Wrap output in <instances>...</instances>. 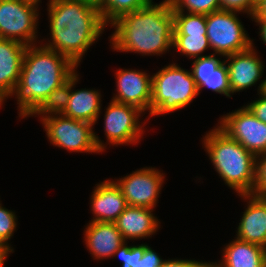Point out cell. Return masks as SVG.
<instances>
[{
  "mask_svg": "<svg viewBox=\"0 0 266 267\" xmlns=\"http://www.w3.org/2000/svg\"><path fill=\"white\" fill-rule=\"evenodd\" d=\"M264 0H253V5L257 7L259 4H261Z\"/></svg>",
  "mask_w": 266,
  "mask_h": 267,
  "instance_id": "40",
  "label": "cell"
},
{
  "mask_svg": "<svg viewBox=\"0 0 266 267\" xmlns=\"http://www.w3.org/2000/svg\"><path fill=\"white\" fill-rule=\"evenodd\" d=\"M261 197L266 201V192Z\"/></svg>",
  "mask_w": 266,
  "mask_h": 267,
  "instance_id": "41",
  "label": "cell"
},
{
  "mask_svg": "<svg viewBox=\"0 0 266 267\" xmlns=\"http://www.w3.org/2000/svg\"><path fill=\"white\" fill-rule=\"evenodd\" d=\"M90 204L94 217L89 222L114 223L128 207L121 189L113 179H106L95 185Z\"/></svg>",
  "mask_w": 266,
  "mask_h": 267,
  "instance_id": "15",
  "label": "cell"
},
{
  "mask_svg": "<svg viewBox=\"0 0 266 267\" xmlns=\"http://www.w3.org/2000/svg\"><path fill=\"white\" fill-rule=\"evenodd\" d=\"M201 141L224 183L237 195L252 194L256 182L257 157L217 125Z\"/></svg>",
  "mask_w": 266,
  "mask_h": 267,
  "instance_id": "4",
  "label": "cell"
},
{
  "mask_svg": "<svg viewBox=\"0 0 266 267\" xmlns=\"http://www.w3.org/2000/svg\"><path fill=\"white\" fill-rule=\"evenodd\" d=\"M144 115L138 107L111 99L104 114V136L107 139L105 144L95 133V142L99 151L101 153L106 151L107 145L118 147V145L139 144L144 136L145 124L148 122V118L144 122L141 121L140 117Z\"/></svg>",
  "mask_w": 266,
  "mask_h": 267,
  "instance_id": "6",
  "label": "cell"
},
{
  "mask_svg": "<svg viewBox=\"0 0 266 267\" xmlns=\"http://www.w3.org/2000/svg\"><path fill=\"white\" fill-rule=\"evenodd\" d=\"M172 49L189 59L200 58L210 48L206 32L173 33Z\"/></svg>",
  "mask_w": 266,
  "mask_h": 267,
  "instance_id": "23",
  "label": "cell"
},
{
  "mask_svg": "<svg viewBox=\"0 0 266 267\" xmlns=\"http://www.w3.org/2000/svg\"><path fill=\"white\" fill-rule=\"evenodd\" d=\"M247 203L237 225L236 238L266 248V201L252 194L238 195Z\"/></svg>",
  "mask_w": 266,
  "mask_h": 267,
  "instance_id": "16",
  "label": "cell"
},
{
  "mask_svg": "<svg viewBox=\"0 0 266 267\" xmlns=\"http://www.w3.org/2000/svg\"><path fill=\"white\" fill-rule=\"evenodd\" d=\"M71 93V77L60 87L55 88L29 117H39L40 121L54 115H63Z\"/></svg>",
  "mask_w": 266,
  "mask_h": 267,
  "instance_id": "22",
  "label": "cell"
},
{
  "mask_svg": "<svg viewBox=\"0 0 266 267\" xmlns=\"http://www.w3.org/2000/svg\"><path fill=\"white\" fill-rule=\"evenodd\" d=\"M198 95L191 71L172 62L152 75L150 116L146 117L150 119L181 110Z\"/></svg>",
  "mask_w": 266,
  "mask_h": 267,
  "instance_id": "5",
  "label": "cell"
},
{
  "mask_svg": "<svg viewBox=\"0 0 266 267\" xmlns=\"http://www.w3.org/2000/svg\"><path fill=\"white\" fill-rule=\"evenodd\" d=\"M67 57L41 44L27 46L19 81L8 98L15 97L18 117L27 119L40 103L77 70Z\"/></svg>",
  "mask_w": 266,
  "mask_h": 267,
  "instance_id": "3",
  "label": "cell"
},
{
  "mask_svg": "<svg viewBox=\"0 0 266 267\" xmlns=\"http://www.w3.org/2000/svg\"><path fill=\"white\" fill-rule=\"evenodd\" d=\"M113 27L110 45L116 52H131L141 56H161L172 49L173 12L170 0H153L137 11L118 17Z\"/></svg>",
  "mask_w": 266,
  "mask_h": 267,
  "instance_id": "2",
  "label": "cell"
},
{
  "mask_svg": "<svg viewBox=\"0 0 266 267\" xmlns=\"http://www.w3.org/2000/svg\"><path fill=\"white\" fill-rule=\"evenodd\" d=\"M251 20L259 26L258 34L261 37L259 39L266 45V17H252Z\"/></svg>",
  "mask_w": 266,
  "mask_h": 267,
  "instance_id": "34",
  "label": "cell"
},
{
  "mask_svg": "<svg viewBox=\"0 0 266 267\" xmlns=\"http://www.w3.org/2000/svg\"><path fill=\"white\" fill-rule=\"evenodd\" d=\"M234 238L224 245L222 260L212 262V267H266V248Z\"/></svg>",
  "mask_w": 266,
  "mask_h": 267,
  "instance_id": "21",
  "label": "cell"
},
{
  "mask_svg": "<svg viewBox=\"0 0 266 267\" xmlns=\"http://www.w3.org/2000/svg\"><path fill=\"white\" fill-rule=\"evenodd\" d=\"M24 1L31 2V3L36 4V5H38V6H41L40 3H42L41 0H24ZM53 1H54V0H49V1L47 2V5L50 4V3L53 2Z\"/></svg>",
  "mask_w": 266,
  "mask_h": 267,
  "instance_id": "39",
  "label": "cell"
},
{
  "mask_svg": "<svg viewBox=\"0 0 266 267\" xmlns=\"http://www.w3.org/2000/svg\"><path fill=\"white\" fill-rule=\"evenodd\" d=\"M18 216L12 210L5 208L0 202V244L8 248L14 253L13 246L9 244V240L14 235V232L17 231Z\"/></svg>",
  "mask_w": 266,
  "mask_h": 267,
  "instance_id": "27",
  "label": "cell"
},
{
  "mask_svg": "<svg viewBox=\"0 0 266 267\" xmlns=\"http://www.w3.org/2000/svg\"><path fill=\"white\" fill-rule=\"evenodd\" d=\"M165 175L158 168L146 166L115 179V183L121 189L128 206L154 209L165 183Z\"/></svg>",
  "mask_w": 266,
  "mask_h": 267,
  "instance_id": "11",
  "label": "cell"
},
{
  "mask_svg": "<svg viewBox=\"0 0 266 267\" xmlns=\"http://www.w3.org/2000/svg\"><path fill=\"white\" fill-rule=\"evenodd\" d=\"M257 89H258L257 93L262 92V93L266 94V77H265V79L260 81V84H259Z\"/></svg>",
  "mask_w": 266,
  "mask_h": 267,
  "instance_id": "37",
  "label": "cell"
},
{
  "mask_svg": "<svg viewBox=\"0 0 266 267\" xmlns=\"http://www.w3.org/2000/svg\"><path fill=\"white\" fill-rule=\"evenodd\" d=\"M152 0H100L97 9L104 22L109 25L124 14L137 11Z\"/></svg>",
  "mask_w": 266,
  "mask_h": 267,
  "instance_id": "24",
  "label": "cell"
},
{
  "mask_svg": "<svg viewBox=\"0 0 266 267\" xmlns=\"http://www.w3.org/2000/svg\"><path fill=\"white\" fill-rule=\"evenodd\" d=\"M218 56L224 58L222 55L212 53L194 59L190 71L199 95L203 88H208L212 92L231 98L232 92L229 85L228 69L224 59L221 60Z\"/></svg>",
  "mask_w": 266,
  "mask_h": 267,
  "instance_id": "14",
  "label": "cell"
},
{
  "mask_svg": "<svg viewBox=\"0 0 266 267\" xmlns=\"http://www.w3.org/2000/svg\"><path fill=\"white\" fill-rule=\"evenodd\" d=\"M257 53L252 41V46L247 50L224 57L232 95L256 86L264 75L266 66Z\"/></svg>",
  "mask_w": 266,
  "mask_h": 267,
  "instance_id": "13",
  "label": "cell"
},
{
  "mask_svg": "<svg viewBox=\"0 0 266 267\" xmlns=\"http://www.w3.org/2000/svg\"><path fill=\"white\" fill-rule=\"evenodd\" d=\"M259 98L245 105L248 110L260 121L266 123V94L259 92Z\"/></svg>",
  "mask_w": 266,
  "mask_h": 267,
  "instance_id": "32",
  "label": "cell"
},
{
  "mask_svg": "<svg viewBox=\"0 0 266 267\" xmlns=\"http://www.w3.org/2000/svg\"><path fill=\"white\" fill-rule=\"evenodd\" d=\"M206 32V15L173 12V33Z\"/></svg>",
  "mask_w": 266,
  "mask_h": 267,
  "instance_id": "25",
  "label": "cell"
},
{
  "mask_svg": "<svg viewBox=\"0 0 266 267\" xmlns=\"http://www.w3.org/2000/svg\"><path fill=\"white\" fill-rule=\"evenodd\" d=\"M11 253H13L11 250L0 244V267H5V261Z\"/></svg>",
  "mask_w": 266,
  "mask_h": 267,
  "instance_id": "35",
  "label": "cell"
},
{
  "mask_svg": "<svg viewBox=\"0 0 266 267\" xmlns=\"http://www.w3.org/2000/svg\"><path fill=\"white\" fill-rule=\"evenodd\" d=\"M79 78L77 71L71 76L70 98L63 115L95 125L102 113L101 92L90 88L76 90L75 85L80 80Z\"/></svg>",
  "mask_w": 266,
  "mask_h": 267,
  "instance_id": "20",
  "label": "cell"
},
{
  "mask_svg": "<svg viewBox=\"0 0 266 267\" xmlns=\"http://www.w3.org/2000/svg\"><path fill=\"white\" fill-rule=\"evenodd\" d=\"M74 1H82V2H85V3H88V4H91L95 7L98 6L100 0H74Z\"/></svg>",
  "mask_w": 266,
  "mask_h": 267,
  "instance_id": "38",
  "label": "cell"
},
{
  "mask_svg": "<svg viewBox=\"0 0 266 267\" xmlns=\"http://www.w3.org/2000/svg\"><path fill=\"white\" fill-rule=\"evenodd\" d=\"M220 117L216 125L230 138L256 157L266 152V123L256 118L245 104Z\"/></svg>",
  "mask_w": 266,
  "mask_h": 267,
  "instance_id": "10",
  "label": "cell"
},
{
  "mask_svg": "<svg viewBox=\"0 0 266 267\" xmlns=\"http://www.w3.org/2000/svg\"><path fill=\"white\" fill-rule=\"evenodd\" d=\"M154 209L128 206L114 222L124 241L151 238L160 228Z\"/></svg>",
  "mask_w": 266,
  "mask_h": 267,
  "instance_id": "19",
  "label": "cell"
},
{
  "mask_svg": "<svg viewBox=\"0 0 266 267\" xmlns=\"http://www.w3.org/2000/svg\"><path fill=\"white\" fill-rule=\"evenodd\" d=\"M252 17H266V0L256 7L255 13Z\"/></svg>",
  "mask_w": 266,
  "mask_h": 267,
  "instance_id": "36",
  "label": "cell"
},
{
  "mask_svg": "<svg viewBox=\"0 0 266 267\" xmlns=\"http://www.w3.org/2000/svg\"><path fill=\"white\" fill-rule=\"evenodd\" d=\"M39 6L24 0H0V39H10L26 46L37 41Z\"/></svg>",
  "mask_w": 266,
  "mask_h": 267,
  "instance_id": "7",
  "label": "cell"
},
{
  "mask_svg": "<svg viewBox=\"0 0 266 267\" xmlns=\"http://www.w3.org/2000/svg\"><path fill=\"white\" fill-rule=\"evenodd\" d=\"M172 12L208 15L220 10V0H170Z\"/></svg>",
  "mask_w": 266,
  "mask_h": 267,
  "instance_id": "26",
  "label": "cell"
},
{
  "mask_svg": "<svg viewBox=\"0 0 266 267\" xmlns=\"http://www.w3.org/2000/svg\"><path fill=\"white\" fill-rule=\"evenodd\" d=\"M237 16L223 10L206 15V35L213 54L226 57L252 46L253 39Z\"/></svg>",
  "mask_w": 266,
  "mask_h": 267,
  "instance_id": "8",
  "label": "cell"
},
{
  "mask_svg": "<svg viewBox=\"0 0 266 267\" xmlns=\"http://www.w3.org/2000/svg\"><path fill=\"white\" fill-rule=\"evenodd\" d=\"M83 235L87 250L98 261L112 258L125 242L115 223L88 222Z\"/></svg>",
  "mask_w": 266,
  "mask_h": 267,
  "instance_id": "17",
  "label": "cell"
},
{
  "mask_svg": "<svg viewBox=\"0 0 266 267\" xmlns=\"http://www.w3.org/2000/svg\"><path fill=\"white\" fill-rule=\"evenodd\" d=\"M220 10L238 14L246 13L251 19L256 7L253 5V0H220Z\"/></svg>",
  "mask_w": 266,
  "mask_h": 267,
  "instance_id": "29",
  "label": "cell"
},
{
  "mask_svg": "<svg viewBox=\"0 0 266 267\" xmlns=\"http://www.w3.org/2000/svg\"><path fill=\"white\" fill-rule=\"evenodd\" d=\"M116 94L112 100L133 105L145 114L149 112L152 97V75L143 70L118 69L116 73Z\"/></svg>",
  "mask_w": 266,
  "mask_h": 267,
  "instance_id": "12",
  "label": "cell"
},
{
  "mask_svg": "<svg viewBox=\"0 0 266 267\" xmlns=\"http://www.w3.org/2000/svg\"><path fill=\"white\" fill-rule=\"evenodd\" d=\"M127 241L115 251L112 258H118L122 261V267H135L136 263V245H127Z\"/></svg>",
  "mask_w": 266,
  "mask_h": 267,
  "instance_id": "31",
  "label": "cell"
},
{
  "mask_svg": "<svg viewBox=\"0 0 266 267\" xmlns=\"http://www.w3.org/2000/svg\"><path fill=\"white\" fill-rule=\"evenodd\" d=\"M266 192V152L257 157L256 182L252 195L261 197Z\"/></svg>",
  "mask_w": 266,
  "mask_h": 267,
  "instance_id": "30",
  "label": "cell"
},
{
  "mask_svg": "<svg viewBox=\"0 0 266 267\" xmlns=\"http://www.w3.org/2000/svg\"><path fill=\"white\" fill-rule=\"evenodd\" d=\"M47 11L50 40L47 38L42 45L78 67L108 25L97 7L82 1L54 0L47 5Z\"/></svg>",
  "mask_w": 266,
  "mask_h": 267,
  "instance_id": "1",
  "label": "cell"
},
{
  "mask_svg": "<svg viewBox=\"0 0 266 267\" xmlns=\"http://www.w3.org/2000/svg\"><path fill=\"white\" fill-rule=\"evenodd\" d=\"M162 259L147 243L136 244L135 267H161Z\"/></svg>",
  "mask_w": 266,
  "mask_h": 267,
  "instance_id": "28",
  "label": "cell"
},
{
  "mask_svg": "<svg viewBox=\"0 0 266 267\" xmlns=\"http://www.w3.org/2000/svg\"><path fill=\"white\" fill-rule=\"evenodd\" d=\"M40 122L53 146L71 153H101L95 142L94 124L64 115L49 116Z\"/></svg>",
  "mask_w": 266,
  "mask_h": 267,
  "instance_id": "9",
  "label": "cell"
},
{
  "mask_svg": "<svg viewBox=\"0 0 266 267\" xmlns=\"http://www.w3.org/2000/svg\"><path fill=\"white\" fill-rule=\"evenodd\" d=\"M27 46L10 39H0V108L19 81Z\"/></svg>",
  "mask_w": 266,
  "mask_h": 267,
  "instance_id": "18",
  "label": "cell"
},
{
  "mask_svg": "<svg viewBox=\"0 0 266 267\" xmlns=\"http://www.w3.org/2000/svg\"><path fill=\"white\" fill-rule=\"evenodd\" d=\"M161 267H212V262L197 261L195 259H165Z\"/></svg>",
  "mask_w": 266,
  "mask_h": 267,
  "instance_id": "33",
  "label": "cell"
}]
</instances>
